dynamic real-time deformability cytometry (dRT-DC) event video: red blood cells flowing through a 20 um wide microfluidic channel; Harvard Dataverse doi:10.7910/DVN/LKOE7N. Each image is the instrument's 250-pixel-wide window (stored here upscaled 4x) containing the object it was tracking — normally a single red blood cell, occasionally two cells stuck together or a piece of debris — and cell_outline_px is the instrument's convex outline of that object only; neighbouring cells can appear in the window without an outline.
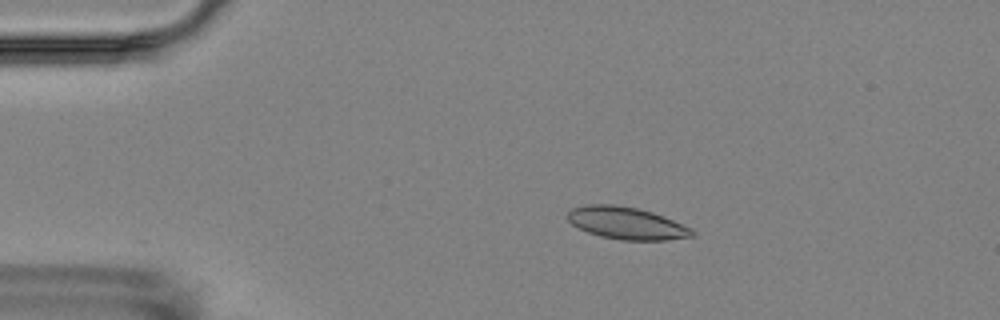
{"species": "Egyptian fruit bat (a non-hibernating species)", "species_latin": "Rousettus aegyptiacus", "temperature_condition": "room temperature", "stored_images_in_passage": 5, "camera_frame_rate_fps": 3000, "um_per_image_px": 0.085, "animal": {"sex": "female"}, "frame": {"image": 1, "passage_image": 3, "time_ms": 2.333, "image_size_px": [1000, 320], "cell_outline_px": [[696, 236], [668, 240], [620, 240], [600, 236], [588, 232], [572, 224], [564, 216], [572, 208], [588, 204], [616, 204], [636, 208], [652, 212], [692, 228], [696, 232]], "centroid_in_image_um": [53.26, 18.97], "position_along_channel_um": 31.7, "area_um2": 23.52}}